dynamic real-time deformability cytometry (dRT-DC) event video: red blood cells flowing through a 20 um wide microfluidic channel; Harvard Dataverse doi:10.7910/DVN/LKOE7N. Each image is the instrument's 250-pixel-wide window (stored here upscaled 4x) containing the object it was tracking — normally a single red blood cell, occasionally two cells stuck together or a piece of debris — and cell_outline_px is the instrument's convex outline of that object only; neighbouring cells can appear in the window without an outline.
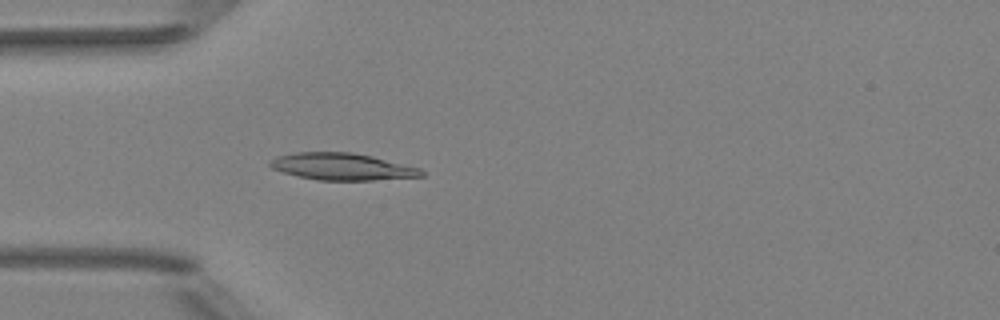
{"species": "Egyptian fruit bat (a non-hibernating species)", "species_latin": "Rousettus aegyptiacus", "temperature_condition": "room temperature", "stored_images_in_passage": 5, "camera_frame_rate_fps": 3000, "um_per_image_px": 0.085, "animal": {"sex": "female"}, "frame": {"image": 1, "passage_image": 5, "time_ms": 1.333, "image_size_px": [1000, 320], "cell_outline_px": [[424, 176], [372, 180], [316, 180], [284, 172], [272, 168], [268, 164], [268, 160], [276, 156], [296, 152], [352, 152], [372, 156], [420, 168], [424, 172]], "centroid_in_image_um": [29.05, 14.15], "position_along_channel_um": 55.9, "area_um2": 23.7}}